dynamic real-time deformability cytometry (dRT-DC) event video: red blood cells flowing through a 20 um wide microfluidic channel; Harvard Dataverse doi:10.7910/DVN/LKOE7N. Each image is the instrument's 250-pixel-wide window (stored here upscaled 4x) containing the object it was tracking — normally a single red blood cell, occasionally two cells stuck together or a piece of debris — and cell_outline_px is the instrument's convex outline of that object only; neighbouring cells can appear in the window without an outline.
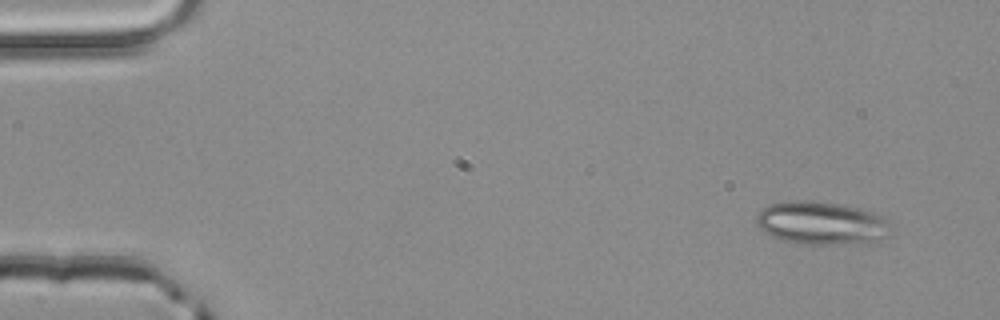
{"species": "common noctule bat (a hibernating species)", "species_latin": "Nyctalus noctula", "temperature_condition": "room temperature", "stored_images_in_passage": 52, "camera_frame_rate_fps": 3000, "um_per_image_px": 0.085, "animal": {"sex": "male", "body_mass_g": 20.4}, "frame": {"image": 1, "passage_image": 4, "time_ms": 1.0, "image_size_px": [1000, 320], "cell_outline_px": [[892, 232], [888, 236], [872, 244], [804, 244], [780, 240], [764, 232], [756, 224], [756, 216], [760, 208], [768, 204], [792, 200], [812, 200], [844, 204], [860, 208], [884, 216]], "centroid_in_image_um": [69.84, 18.96], "position_along_channel_um": 15.2, "area_um2": 34.62}}
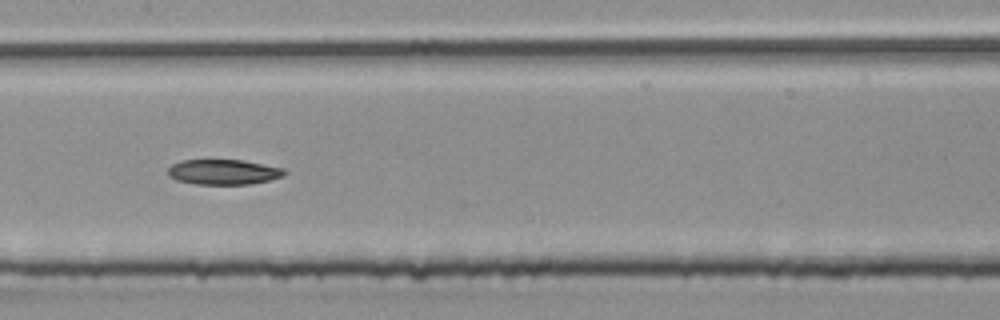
{"frame": {"image": 2, "passage_image": 26, "time_ms": 8.333, "image_size_px": [1000, 320], "cell_outline_px": [[288, 172], [284, 176], [268, 180], [248, 184], [196, 184], [176, 180], [168, 176], [168, 168], [172, 164], [180, 160], [244, 160], [284, 168]], "centroid_in_image_um": [19.0, 14.61], "position_along_channel_um": 188.4, "area_um2": 17.17}}
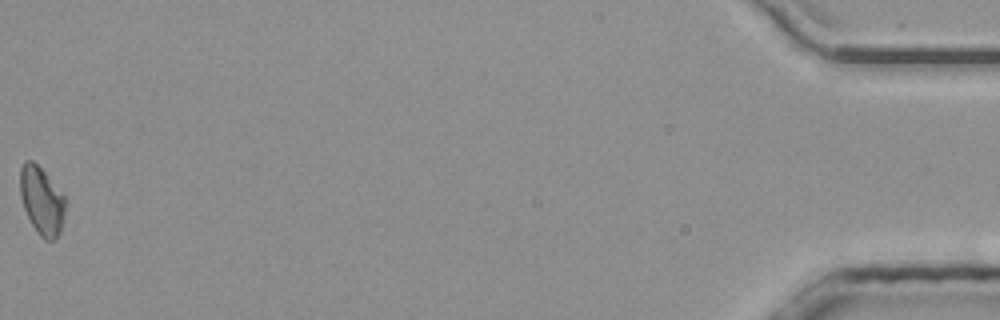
{"frame": {"image": 3, "passage_image": 52, "time_ms": 17.0, "image_size_px": [1000, 320], "cell_outline_px": [[68, 204], [60, 232], [56, 240], [44, 240], [36, 232], [24, 208], [20, 196], [20, 168], [24, 160], [32, 160], [44, 172], [68, 200]], "centroid_in_image_um": [3.57, 17.09], "position_along_channel_um": 431.6, "area_um2": 18.15}, "authors_computed_cell_mechanics": {"area_um2": 18.1781, "velocity_mm_per_s": 4.021, "shape_relaxation_time_tau1_ms": 7.4219, "shape_relaxation_time_tau2_ms": null, "deformation_change_tau1": 0.1379, "deformation_change_tau2": null}}